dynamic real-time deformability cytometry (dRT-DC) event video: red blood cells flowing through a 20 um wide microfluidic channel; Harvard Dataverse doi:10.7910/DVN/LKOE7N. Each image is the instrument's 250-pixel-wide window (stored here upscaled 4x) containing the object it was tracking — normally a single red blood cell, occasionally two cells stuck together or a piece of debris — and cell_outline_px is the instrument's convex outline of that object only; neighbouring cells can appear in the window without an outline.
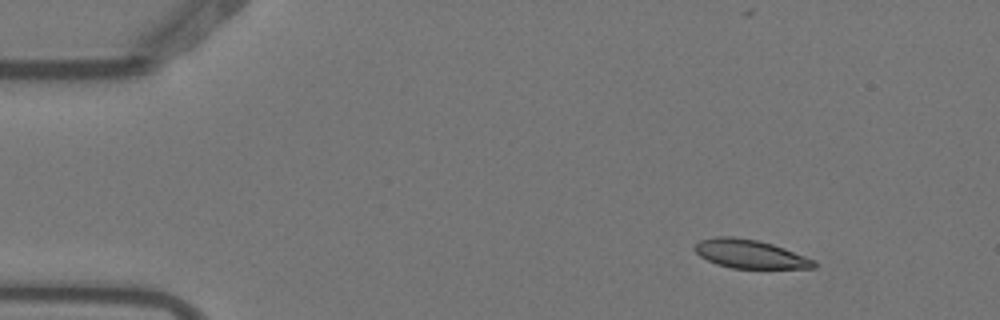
{"species": "Egyptian fruit bat (a non-hibernating species)", "species_latin": "Rousettus aegyptiacus", "temperature_condition": "warm", "stored_images_in_passage": 4, "camera_frame_rate_fps": 3000, "um_per_image_px": 0.085, "animal": {"sex": "female"}, "frame": {"image": 1, "passage_image": 2, "time_ms": 0.333, "image_size_px": [1000, 320], "cell_outline_px": [[816, 268], [732, 268], [716, 264], [700, 256], [692, 248], [700, 240], [716, 236], [732, 236], [760, 240], [784, 248], [816, 260]], "centroid_in_image_um": [63.74, 21.58], "position_along_channel_um": 21.3, "area_um2": 19.94}}
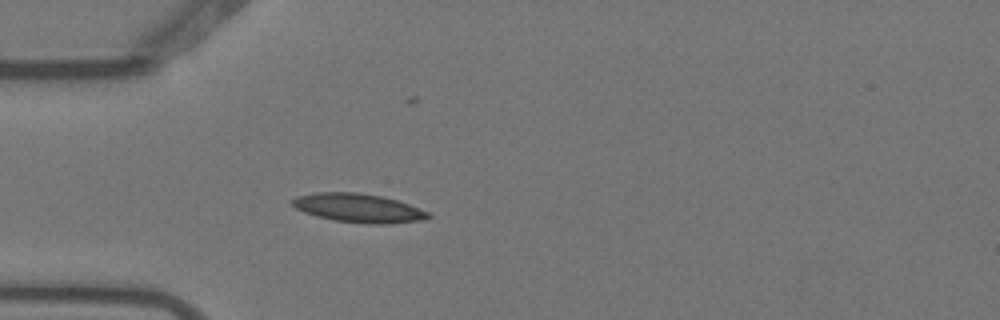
{"frame": {"image": 2, "passage_image": 4, "time_ms": 1.0, "image_size_px": [1000, 320], "cell_outline_px": [[432, 216], [420, 220], [388, 224], [368, 224], [336, 220], [316, 216], [304, 212], [296, 208], [292, 204], [292, 200], [296, 196], [316, 192], [356, 192], [380, 196], [396, 200], [432, 212]], "centroid_in_image_um": [30.48, 17.68], "position_along_channel_um": 54.5, "area_um2": 22.72}}